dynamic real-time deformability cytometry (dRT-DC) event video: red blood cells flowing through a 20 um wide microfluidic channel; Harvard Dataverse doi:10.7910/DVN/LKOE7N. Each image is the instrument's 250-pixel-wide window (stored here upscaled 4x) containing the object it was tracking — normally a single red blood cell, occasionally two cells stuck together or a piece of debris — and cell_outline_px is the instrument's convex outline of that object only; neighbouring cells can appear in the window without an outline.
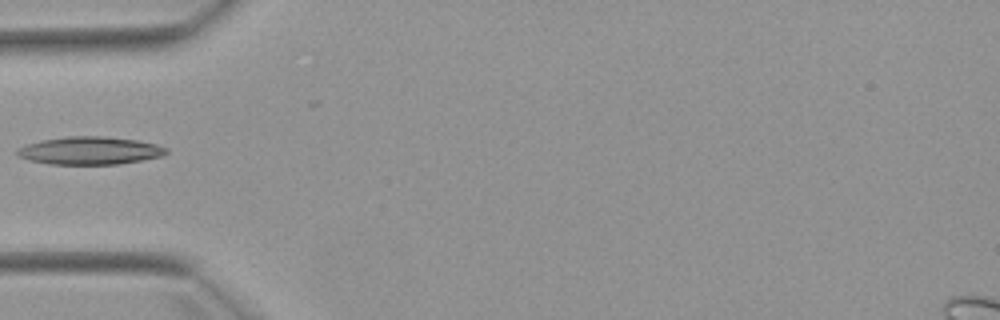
{"species": "Egyptian fruit bat (a non-hibernating species)", "species_latin": "Rousettus aegyptiacus", "temperature_condition": "warm", "stored_images_in_passage": 3, "camera_frame_rate_fps": 3000, "um_per_image_px": 0.085, "animal": {"sex": "female"}, "frame": {"image": 1, "passage_image": 2, "time_ms": 1.333, "image_size_px": [1000, 320], "cell_outline_px": [[168, 152], [164, 156], [116, 164], [48, 164], [28, 160], [20, 156], [16, 152], [16, 148], [40, 140], [68, 136], [104, 136], [136, 140], [156, 144], [168, 148]], "centroid_in_image_um": [7.63, 12.8], "position_along_channel_um": 77.4, "area_um2": 24.16}}